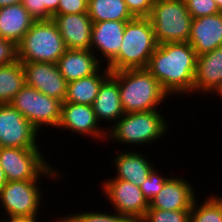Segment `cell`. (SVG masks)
<instances>
[{
    "label": "cell",
    "mask_w": 222,
    "mask_h": 222,
    "mask_svg": "<svg viewBox=\"0 0 222 222\" xmlns=\"http://www.w3.org/2000/svg\"><path fill=\"white\" fill-rule=\"evenodd\" d=\"M40 150L39 148L0 147V167L7 181L40 180L42 177L59 180V177L64 174H59L60 171L46 161Z\"/></svg>",
    "instance_id": "6"
},
{
    "label": "cell",
    "mask_w": 222,
    "mask_h": 222,
    "mask_svg": "<svg viewBox=\"0 0 222 222\" xmlns=\"http://www.w3.org/2000/svg\"><path fill=\"white\" fill-rule=\"evenodd\" d=\"M149 19L158 44L188 42L193 18L184 0H155Z\"/></svg>",
    "instance_id": "7"
},
{
    "label": "cell",
    "mask_w": 222,
    "mask_h": 222,
    "mask_svg": "<svg viewBox=\"0 0 222 222\" xmlns=\"http://www.w3.org/2000/svg\"><path fill=\"white\" fill-rule=\"evenodd\" d=\"M39 131L10 103L0 104V147L40 148Z\"/></svg>",
    "instance_id": "11"
},
{
    "label": "cell",
    "mask_w": 222,
    "mask_h": 222,
    "mask_svg": "<svg viewBox=\"0 0 222 222\" xmlns=\"http://www.w3.org/2000/svg\"><path fill=\"white\" fill-rule=\"evenodd\" d=\"M88 13V0H60L55 14Z\"/></svg>",
    "instance_id": "32"
},
{
    "label": "cell",
    "mask_w": 222,
    "mask_h": 222,
    "mask_svg": "<svg viewBox=\"0 0 222 222\" xmlns=\"http://www.w3.org/2000/svg\"><path fill=\"white\" fill-rule=\"evenodd\" d=\"M22 2L23 0H0V8L10 5L20 4Z\"/></svg>",
    "instance_id": "37"
},
{
    "label": "cell",
    "mask_w": 222,
    "mask_h": 222,
    "mask_svg": "<svg viewBox=\"0 0 222 222\" xmlns=\"http://www.w3.org/2000/svg\"><path fill=\"white\" fill-rule=\"evenodd\" d=\"M60 0H43L44 4V20H51L52 16L57 12Z\"/></svg>",
    "instance_id": "35"
},
{
    "label": "cell",
    "mask_w": 222,
    "mask_h": 222,
    "mask_svg": "<svg viewBox=\"0 0 222 222\" xmlns=\"http://www.w3.org/2000/svg\"><path fill=\"white\" fill-rule=\"evenodd\" d=\"M101 185L106 200L120 215L128 217L132 222H140L149 208V202L143 196L140 187L122 179H106Z\"/></svg>",
    "instance_id": "10"
},
{
    "label": "cell",
    "mask_w": 222,
    "mask_h": 222,
    "mask_svg": "<svg viewBox=\"0 0 222 222\" xmlns=\"http://www.w3.org/2000/svg\"><path fill=\"white\" fill-rule=\"evenodd\" d=\"M193 19L220 13L215 0H184Z\"/></svg>",
    "instance_id": "30"
},
{
    "label": "cell",
    "mask_w": 222,
    "mask_h": 222,
    "mask_svg": "<svg viewBox=\"0 0 222 222\" xmlns=\"http://www.w3.org/2000/svg\"><path fill=\"white\" fill-rule=\"evenodd\" d=\"M188 43L197 56L222 46V13L193 19Z\"/></svg>",
    "instance_id": "17"
},
{
    "label": "cell",
    "mask_w": 222,
    "mask_h": 222,
    "mask_svg": "<svg viewBox=\"0 0 222 222\" xmlns=\"http://www.w3.org/2000/svg\"><path fill=\"white\" fill-rule=\"evenodd\" d=\"M66 222H132L128 217L115 213L99 212H81L73 215H64L62 217Z\"/></svg>",
    "instance_id": "27"
},
{
    "label": "cell",
    "mask_w": 222,
    "mask_h": 222,
    "mask_svg": "<svg viewBox=\"0 0 222 222\" xmlns=\"http://www.w3.org/2000/svg\"><path fill=\"white\" fill-rule=\"evenodd\" d=\"M25 84L21 61L0 66V104L10 103Z\"/></svg>",
    "instance_id": "25"
},
{
    "label": "cell",
    "mask_w": 222,
    "mask_h": 222,
    "mask_svg": "<svg viewBox=\"0 0 222 222\" xmlns=\"http://www.w3.org/2000/svg\"><path fill=\"white\" fill-rule=\"evenodd\" d=\"M38 217L27 216H7L6 218H0V222H39Z\"/></svg>",
    "instance_id": "36"
},
{
    "label": "cell",
    "mask_w": 222,
    "mask_h": 222,
    "mask_svg": "<svg viewBox=\"0 0 222 222\" xmlns=\"http://www.w3.org/2000/svg\"><path fill=\"white\" fill-rule=\"evenodd\" d=\"M218 95L222 98V85L220 86V88L214 93V95Z\"/></svg>",
    "instance_id": "40"
},
{
    "label": "cell",
    "mask_w": 222,
    "mask_h": 222,
    "mask_svg": "<svg viewBox=\"0 0 222 222\" xmlns=\"http://www.w3.org/2000/svg\"><path fill=\"white\" fill-rule=\"evenodd\" d=\"M57 128H60L59 131L67 129L72 133L91 136L102 142L107 139V129L98 122L92 105L62 102L61 120Z\"/></svg>",
    "instance_id": "13"
},
{
    "label": "cell",
    "mask_w": 222,
    "mask_h": 222,
    "mask_svg": "<svg viewBox=\"0 0 222 222\" xmlns=\"http://www.w3.org/2000/svg\"><path fill=\"white\" fill-rule=\"evenodd\" d=\"M111 75L118 81L124 113L160 110L158 106L169 97L146 68L114 71Z\"/></svg>",
    "instance_id": "2"
},
{
    "label": "cell",
    "mask_w": 222,
    "mask_h": 222,
    "mask_svg": "<svg viewBox=\"0 0 222 222\" xmlns=\"http://www.w3.org/2000/svg\"><path fill=\"white\" fill-rule=\"evenodd\" d=\"M54 222H66L63 218H58V220L54 221Z\"/></svg>",
    "instance_id": "41"
},
{
    "label": "cell",
    "mask_w": 222,
    "mask_h": 222,
    "mask_svg": "<svg viewBox=\"0 0 222 222\" xmlns=\"http://www.w3.org/2000/svg\"><path fill=\"white\" fill-rule=\"evenodd\" d=\"M157 46L149 17H134L125 25L119 53L106 65L111 72L145 69Z\"/></svg>",
    "instance_id": "3"
},
{
    "label": "cell",
    "mask_w": 222,
    "mask_h": 222,
    "mask_svg": "<svg viewBox=\"0 0 222 222\" xmlns=\"http://www.w3.org/2000/svg\"><path fill=\"white\" fill-rule=\"evenodd\" d=\"M163 116L159 110L124 113L113 126L107 127L106 142L141 146L158 142L170 130Z\"/></svg>",
    "instance_id": "4"
},
{
    "label": "cell",
    "mask_w": 222,
    "mask_h": 222,
    "mask_svg": "<svg viewBox=\"0 0 222 222\" xmlns=\"http://www.w3.org/2000/svg\"><path fill=\"white\" fill-rule=\"evenodd\" d=\"M114 166L117 173L113 179H122L140 187L147 179L151 170L156 167L155 164L146 159L143 153L133 151H121L113 155Z\"/></svg>",
    "instance_id": "20"
},
{
    "label": "cell",
    "mask_w": 222,
    "mask_h": 222,
    "mask_svg": "<svg viewBox=\"0 0 222 222\" xmlns=\"http://www.w3.org/2000/svg\"><path fill=\"white\" fill-rule=\"evenodd\" d=\"M193 185L183 177H170L166 180L163 188L149 202L153 209L160 210H191L196 198Z\"/></svg>",
    "instance_id": "16"
},
{
    "label": "cell",
    "mask_w": 222,
    "mask_h": 222,
    "mask_svg": "<svg viewBox=\"0 0 222 222\" xmlns=\"http://www.w3.org/2000/svg\"><path fill=\"white\" fill-rule=\"evenodd\" d=\"M22 5L36 21L44 20L43 0H23Z\"/></svg>",
    "instance_id": "34"
},
{
    "label": "cell",
    "mask_w": 222,
    "mask_h": 222,
    "mask_svg": "<svg viewBox=\"0 0 222 222\" xmlns=\"http://www.w3.org/2000/svg\"><path fill=\"white\" fill-rule=\"evenodd\" d=\"M102 70V71H101ZM111 74L107 66L101 67L95 74L67 83L64 102L93 105L102 82Z\"/></svg>",
    "instance_id": "23"
},
{
    "label": "cell",
    "mask_w": 222,
    "mask_h": 222,
    "mask_svg": "<svg viewBox=\"0 0 222 222\" xmlns=\"http://www.w3.org/2000/svg\"><path fill=\"white\" fill-rule=\"evenodd\" d=\"M134 17H149L155 0H124Z\"/></svg>",
    "instance_id": "33"
},
{
    "label": "cell",
    "mask_w": 222,
    "mask_h": 222,
    "mask_svg": "<svg viewBox=\"0 0 222 222\" xmlns=\"http://www.w3.org/2000/svg\"><path fill=\"white\" fill-rule=\"evenodd\" d=\"M17 47L18 60L21 62L54 64L67 50L52 19L35 21Z\"/></svg>",
    "instance_id": "5"
},
{
    "label": "cell",
    "mask_w": 222,
    "mask_h": 222,
    "mask_svg": "<svg viewBox=\"0 0 222 222\" xmlns=\"http://www.w3.org/2000/svg\"><path fill=\"white\" fill-rule=\"evenodd\" d=\"M220 196L213 193L200 204L196 197L190 210V222H222V196Z\"/></svg>",
    "instance_id": "26"
},
{
    "label": "cell",
    "mask_w": 222,
    "mask_h": 222,
    "mask_svg": "<svg viewBox=\"0 0 222 222\" xmlns=\"http://www.w3.org/2000/svg\"><path fill=\"white\" fill-rule=\"evenodd\" d=\"M222 85V46L197 56L193 93L209 95Z\"/></svg>",
    "instance_id": "18"
},
{
    "label": "cell",
    "mask_w": 222,
    "mask_h": 222,
    "mask_svg": "<svg viewBox=\"0 0 222 222\" xmlns=\"http://www.w3.org/2000/svg\"><path fill=\"white\" fill-rule=\"evenodd\" d=\"M52 21L67 49L90 50L93 23L88 13L54 14Z\"/></svg>",
    "instance_id": "14"
},
{
    "label": "cell",
    "mask_w": 222,
    "mask_h": 222,
    "mask_svg": "<svg viewBox=\"0 0 222 222\" xmlns=\"http://www.w3.org/2000/svg\"><path fill=\"white\" fill-rule=\"evenodd\" d=\"M7 182L3 169L0 167V189Z\"/></svg>",
    "instance_id": "38"
},
{
    "label": "cell",
    "mask_w": 222,
    "mask_h": 222,
    "mask_svg": "<svg viewBox=\"0 0 222 222\" xmlns=\"http://www.w3.org/2000/svg\"><path fill=\"white\" fill-rule=\"evenodd\" d=\"M17 60V45L11 40L0 37V66L12 64Z\"/></svg>",
    "instance_id": "31"
},
{
    "label": "cell",
    "mask_w": 222,
    "mask_h": 222,
    "mask_svg": "<svg viewBox=\"0 0 222 222\" xmlns=\"http://www.w3.org/2000/svg\"><path fill=\"white\" fill-rule=\"evenodd\" d=\"M35 21L22 3L0 8V37L18 45Z\"/></svg>",
    "instance_id": "22"
},
{
    "label": "cell",
    "mask_w": 222,
    "mask_h": 222,
    "mask_svg": "<svg viewBox=\"0 0 222 222\" xmlns=\"http://www.w3.org/2000/svg\"><path fill=\"white\" fill-rule=\"evenodd\" d=\"M26 85L45 95L64 102L67 81L61 75L57 64L46 62H22Z\"/></svg>",
    "instance_id": "12"
},
{
    "label": "cell",
    "mask_w": 222,
    "mask_h": 222,
    "mask_svg": "<svg viewBox=\"0 0 222 222\" xmlns=\"http://www.w3.org/2000/svg\"><path fill=\"white\" fill-rule=\"evenodd\" d=\"M218 6L219 12L222 13V0H215Z\"/></svg>",
    "instance_id": "39"
},
{
    "label": "cell",
    "mask_w": 222,
    "mask_h": 222,
    "mask_svg": "<svg viewBox=\"0 0 222 222\" xmlns=\"http://www.w3.org/2000/svg\"><path fill=\"white\" fill-rule=\"evenodd\" d=\"M197 55L188 42L158 44L146 69L169 95H191L196 74ZM191 92V94H190Z\"/></svg>",
    "instance_id": "1"
},
{
    "label": "cell",
    "mask_w": 222,
    "mask_h": 222,
    "mask_svg": "<svg viewBox=\"0 0 222 222\" xmlns=\"http://www.w3.org/2000/svg\"><path fill=\"white\" fill-rule=\"evenodd\" d=\"M127 22L128 21H102L93 23L90 50L93 53L96 51L94 54L97 58L99 56L98 60L101 63L107 62L104 63V65L108 64L119 53ZM98 52L101 56L98 55Z\"/></svg>",
    "instance_id": "15"
},
{
    "label": "cell",
    "mask_w": 222,
    "mask_h": 222,
    "mask_svg": "<svg viewBox=\"0 0 222 222\" xmlns=\"http://www.w3.org/2000/svg\"><path fill=\"white\" fill-rule=\"evenodd\" d=\"M168 178V176H161L155 167L151 170L147 179L140 186L143 196L148 202L159 193Z\"/></svg>",
    "instance_id": "29"
},
{
    "label": "cell",
    "mask_w": 222,
    "mask_h": 222,
    "mask_svg": "<svg viewBox=\"0 0 222 222\" xmlns=\"http://www.w3.org/2000/svg\"><path fill=\"white\" fill-rule=\"evenodd\" d=\"M92 106L99 123L113 121V126L124 115L118 81L111 74L102 82Z\"/></svg>",
    "instance_id": "21"
},
{
    "label": "cell",
    "mask_w": 222,
    "mask_h": 222,
    "mask_svg": "<svg viewBox=\"0 0 222 222\" xmlns=\"http://www.w3.org/2000/svg\"><path fill=\"white\" fill-rule=\"evenodd\" d=\"M40 181H7L0 189V211L3 209L7 216L38 217L43 201Z\"/></svg>",
    "instance_id": "9"
},
{
    "label": "cell",
    "mask_w": 222,
    "mask_h": 222,
    "mask_svg": "<svg viewBox=\"0 0 222 222\" xmlns=\"http://www.w3.org/2000/svg\"><path fill=\"white\" fill-rule=\"evenodd\" d=\"M10 104L38 131L45 125L56 129L59 126L62 101L51 98L31 86L25 84Z\"/></svg>",
    "instance_id": "8"
},
{
    "label": "cell",
    "mask_w": 222,
    "mask_h": 222,
    "mask_svg": "<svg viewBox=\"0 0 222 222\" xmlns=\"http://www.w3.org/2000/svg\"><path fill=\"white\" fill-rule=\"evenodd\" d=\"M88 16L92 23L130 21L134 18L124 0H88Z\"/></svg>",
    "instance_id": "24"
},
{
    "label": "cell",
    "mask_w": 222,
    "mask_h": 222,
    "mask_svg": "<svg viewBox=\"0 0 222 222\" xmlns=\"http://www.w3.org/2000/svg\"><path fill=\"white\" fill-rule=\"evenodd\" d=\"M67 83L95 74L103 65L91 50L67 49L56 63Z\"/></svg>",
    "instance_id": "19"
},
{
    "label": "cell",
    "mask_w": 222,
    "mask_h": 222,
    "mask_svg": "<svg viewBox=\"0 0 222 222\" xmlns=\"http://www.w3.org/2000/svg\"><path fill=\"white\" fill-rule=\"evenodd\" d=\"M140 222H190V210H160L149 206Z\"/></svg>",
    "instance_id": "28"
}]
</instances>
